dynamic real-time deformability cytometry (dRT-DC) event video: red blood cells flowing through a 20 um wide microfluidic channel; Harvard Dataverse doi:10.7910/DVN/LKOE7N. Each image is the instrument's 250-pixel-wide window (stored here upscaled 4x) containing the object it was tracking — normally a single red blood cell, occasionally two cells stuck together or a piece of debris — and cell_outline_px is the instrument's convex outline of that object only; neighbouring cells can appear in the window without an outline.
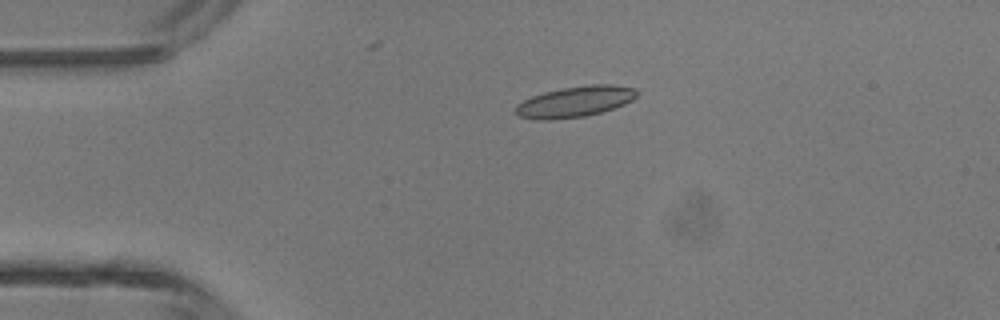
{"species": "common noctule bat (a hibernating species)", "species_latin": "Nyctalus noctula", "temperature_condition": "room temperature", "stored_images_in_passage": 5, "camera_frame_rate_fps": 3000, "um_per_image_px": 0.085, "animal": {"sex": "male", "body_mass_g": 13.3}, "frame": {"image": 1, "passage_image": 5, "time_ms": 1.333, "image_size_px": [1000, 320], "cell_outline_px": [[640, 92], [632, 100], [624, 104], [600, 112], [584, 116], [552, 120], [536, 120], [520, 116], [516, 112], [516, 104], [532, 96], [544, 92], [564, 88], [588, 84], [612, 84], [636, 88]], "centroid_in_image_um": [48.9, 8.63], "position_along_channel_um": 36.1, "area_um2": 21.73}}